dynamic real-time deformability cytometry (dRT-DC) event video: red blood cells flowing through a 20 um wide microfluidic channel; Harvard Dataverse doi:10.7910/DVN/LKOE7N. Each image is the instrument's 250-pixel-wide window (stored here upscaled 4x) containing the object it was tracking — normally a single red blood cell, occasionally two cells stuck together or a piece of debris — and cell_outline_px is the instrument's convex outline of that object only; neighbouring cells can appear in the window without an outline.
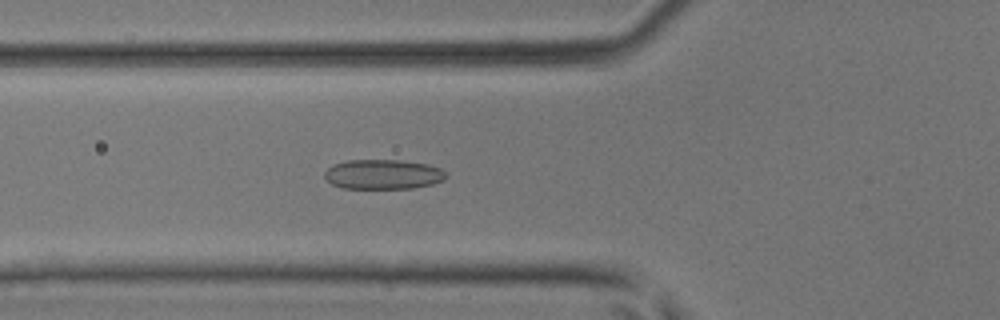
{"species": "common noctule bat (a hibernating species)", "species_latin": "Nyctalus noctula", "temperature_condition": "room temperature", "stored_images_in_passage": 30, "camera_frame_rate_fps": 3000, "um_per_image_px": 0.085, "animal": {"sex": "male", "body_mass_g": 17.9, "forearm_length_mm": 54.2}, "frame": {"image": 1, "passage_image": 3, "time_ms": 0.667, "image_size_px": [1000, 320], "cell_outline_px": [[448, 176], [444, 180], [432, 184], [412, 188], [344, 188], [332, 184], [324, 176], [324, 172], [332, 164], [348, 160], [400, 160], [428, 164], [440, 168]], "centroid_in_image_um": [32.56, 14.81], "position_along_channel_um": 93.2, "area_um2": 21.04}}
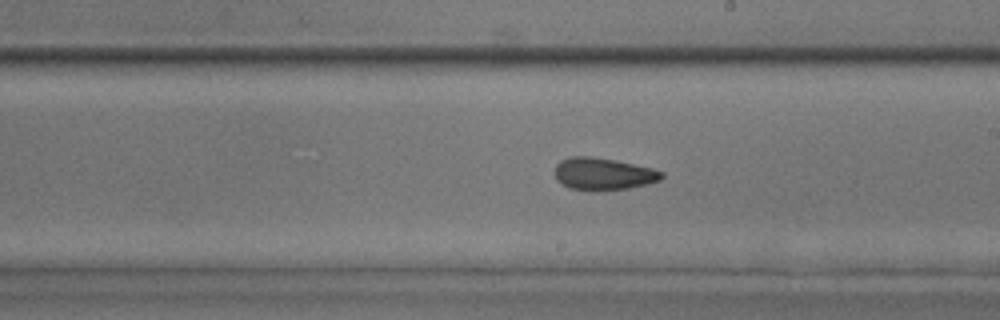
{"frame": {"image": 2, "passage_image": 13, "time_ms": 4.0, "image_size_px": [1000, 320], "cell_outline_px": [[664, 176], [660, 180], [628, 188], [568, 188], [560, 184], [556, 180], [556, 164], [560, 160], [572, 156], [592, 156], [652, 168], [664, 172]], "centroid_in_image_um": [51.25, 14.74], "position_along_channel_um": 237.7, "area_um2": 19.31}}
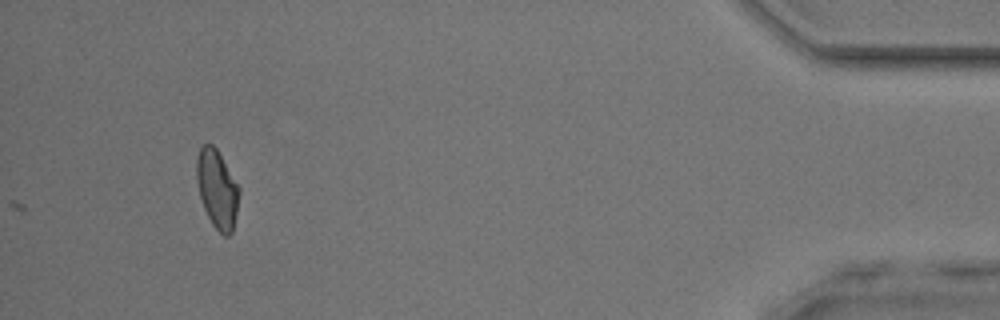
{"frame": {"image": 3, "passage_image": 30, "time_ms": 9.667, "image_size_px": [1000, 320], "cell_outline_px": [[240, 192], [232, 232], [228, 236], [224, 236], [212, 224], [204, 208], [200, 196], [196, 180], [196, 160], [200, 148], [204, 144], [212, 144], [216, 148], [240, 188]], "centroid_in_image_um": [18.45, 16.06], "position_along_channel_um": 416.8, "area_um2": 19.19}}